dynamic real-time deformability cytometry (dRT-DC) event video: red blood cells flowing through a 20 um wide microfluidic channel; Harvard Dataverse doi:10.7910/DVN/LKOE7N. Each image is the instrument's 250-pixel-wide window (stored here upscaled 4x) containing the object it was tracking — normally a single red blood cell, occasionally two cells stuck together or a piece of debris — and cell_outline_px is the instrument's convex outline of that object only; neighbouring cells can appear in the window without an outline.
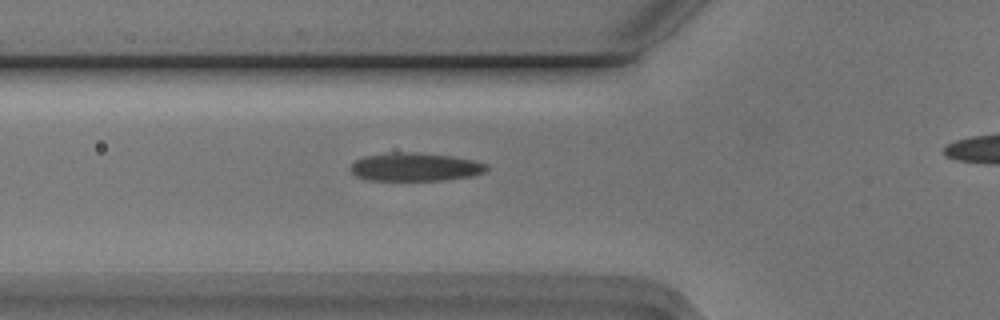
{"species": "Egyptian fruit bat (a non-hibernating species)", "species_latin": "Rousettus aegyptiacus", "temperature_condition": "cold", "stored_images_in_passage": 4, "camera_frame_rate_fps": 3000, "um_per_image_px": 0.085, "animal": {"sex": "male"}, "frame": {"image": 1, "passage_image": 3, "time_ms": 0.667, "image_size_px": [1000, 320], "cell_outline_px": [[488, 168], [484, 172], [468, 176], [444, 180], [364, 180], [356, 176], [348, 168], [356, 160], [364, 156], [388, 152], [416, 152], [452, 156], [472, 160], [488, 164]], "centroid_in_image_um": [35.24, 14.18], "position_along_channel_um": 90.6, "area_um2": 22.48}}